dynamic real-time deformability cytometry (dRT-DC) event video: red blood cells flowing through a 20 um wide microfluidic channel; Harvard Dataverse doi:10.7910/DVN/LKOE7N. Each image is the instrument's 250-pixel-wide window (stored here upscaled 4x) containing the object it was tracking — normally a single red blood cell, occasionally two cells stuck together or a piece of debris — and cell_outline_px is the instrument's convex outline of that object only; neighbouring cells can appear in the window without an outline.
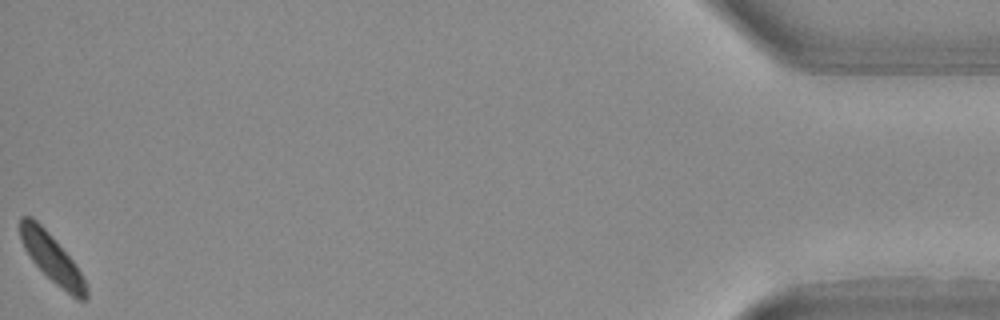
{"species": "Egyptian fruit bat (a non-hibernating species)", "species_latin": "Rousettus aegyptiacus", "temperature_condition": "warm", "stored_images_in_passage": 28, "camera_frame_rate_fps": 3000, "um_per_image_px": 0.085, "animal": {"sex": "female"}, "frame": {"image": 1, "passage_image": 28, "time_ms": 9.0, "image_size_px": [1000, 320], "cell_outline_px": [[88, 300], [80, 300], [72, 296], [56, 284], [28, 256], [24, 248], [20, 236], [20, 216], [32, 216], [48, 232], [76, 264], [88, 288]], "centroid_in_image_um": [4.42, 21.95], "position_along_channel_um": 430.8, "area_um2": 18.26}}